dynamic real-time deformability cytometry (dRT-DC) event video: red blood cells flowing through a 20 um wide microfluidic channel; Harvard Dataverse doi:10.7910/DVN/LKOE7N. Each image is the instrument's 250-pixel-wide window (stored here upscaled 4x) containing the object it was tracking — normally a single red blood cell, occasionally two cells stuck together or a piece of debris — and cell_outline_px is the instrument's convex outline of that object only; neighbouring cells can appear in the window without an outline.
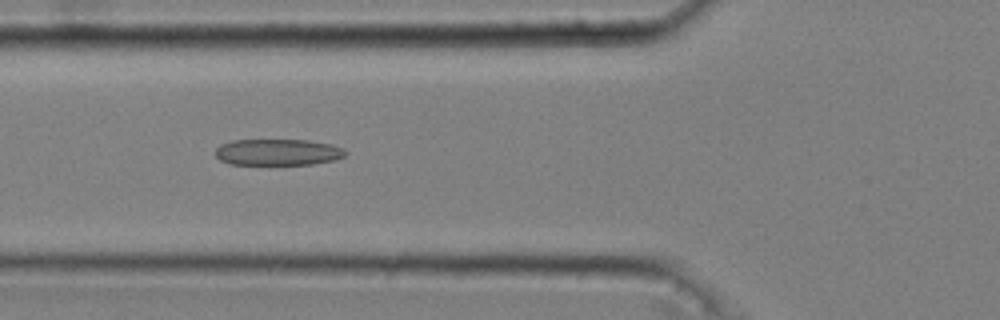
{"species": "common noctule bat (a hibernating species)", "species_latin": "Nyctalus noctula", "temperature_condition": "cold", "stored_images_in_passage": 39, "camera_frame_rate_fps": 3000, "um_per_image_px": 0.085, "animal": {"sex": "male", "body_mass_g": 20.4}, "frame": {"image": 1, "passage_image": 8, "time_ms": 2.333, "image_size_px": [1000, 320], "cell_outline_px": [[348, 152], [344, 156], [336, 160], [312, 164], [228, 164], [220, 160], [216, 156], [216, 148], [220, 144], [232, 140], [308, 140], [332, 144], [344, 148]], "centroid_in_image_um": [23.64, 12.93], "position_along_channel_um": 102.2, "area_um2": 20.11}}
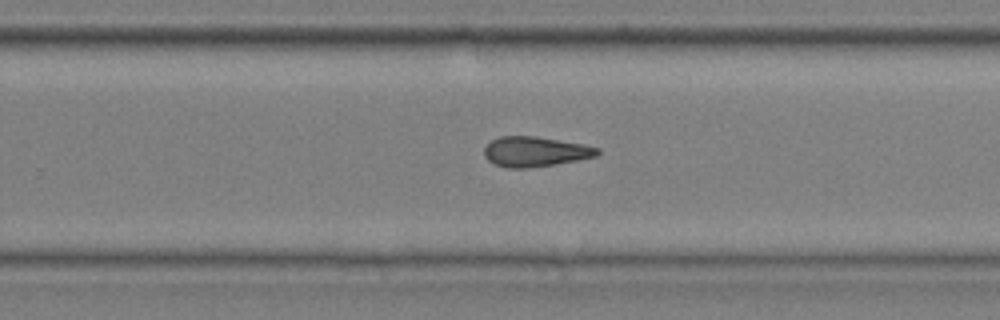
{"frame": {"image": 2, "passage_image": 23, "time_ms": 7.333, "image_size_px": [1000, 320], "cell_outline_px": [[600, 152], [596, 156], [556, 164], [528, 168], [508, 168], [496, 164], [488, 160], [484, 156], [484, 148], [492, 140], [500, 136], [536, 136], [584, 144], [600, 148]], "centroid_in_image_um": [45.5, 12.88], "position_along_channel_um": 284.3, "area_um2": 19.77}}
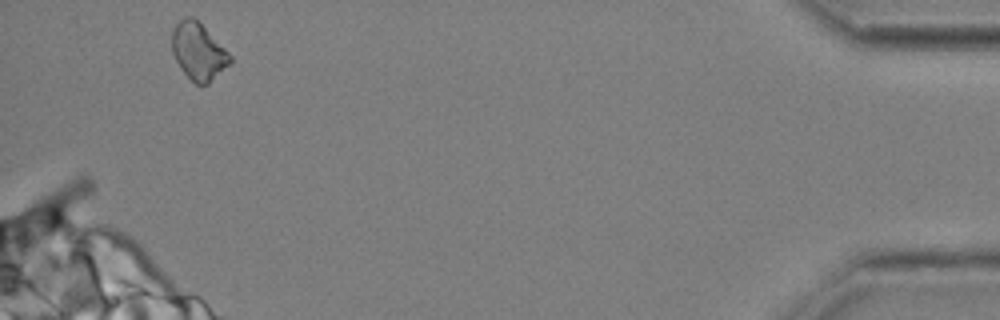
{"frame": {"image": 3, "passage_image": 39, "time_ms": 12.667, "image_size_px": [1000, 320], "cell_outline_px": [[232, 60], [208, 84], [196, 84], [180, 68], [172, 52], [172, 28], [180, 20], [188, 16], [192, 16], [232, 56]], "centroid_in_image_um": [16.83, 4.37], "position_along_channel_um": 418.4, "area_um2": 18.73}, "authors_computed_cell_mechanics": {"area_um2": 19.7098, "velocity_mm_per_s": 3.6464, "shape_relaxation_time_tau1_ms": null, "shape_relaxation_time_tau2_ms": 3.6187, "deformation_change_tau1": null, "deformation_change_tau2": 0.132}}